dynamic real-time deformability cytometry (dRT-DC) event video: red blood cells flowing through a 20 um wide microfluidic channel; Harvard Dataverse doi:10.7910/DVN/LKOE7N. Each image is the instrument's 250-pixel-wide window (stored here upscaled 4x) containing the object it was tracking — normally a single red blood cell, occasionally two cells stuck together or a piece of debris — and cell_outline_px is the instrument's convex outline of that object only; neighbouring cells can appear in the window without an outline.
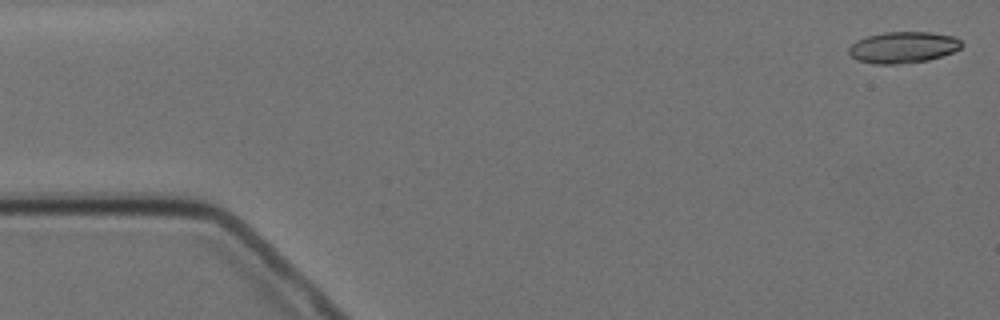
{"species": "Egyptian fruit bat (a non-hibernating species)", "species_latin": "Rousettus aegyptiacus", "temperature_condition": "cold", "stored_images_in_passage": 5, "camera_frame_rate_fps": 3000, "um_per_image_px": 0.085, "animal": {"sex": "female"}, "frame": {"image": 1, "passage_image": 1, "time_ms": 0.0, "image_size_px": [1000, 320], "cell_outline_px": [[964, 44], [960, 48], [952, 52], [928, 60], [896, 64], [872, 64], [856, 60], [848, 52], [848, 48], [856, 40], [868, 36], [884, 32], [932, 32], [956, 36]], "centroid_in_image_um": [76.76, 4.02], "position_along_channel_um": 8.2, "area_um2": 20.69}}
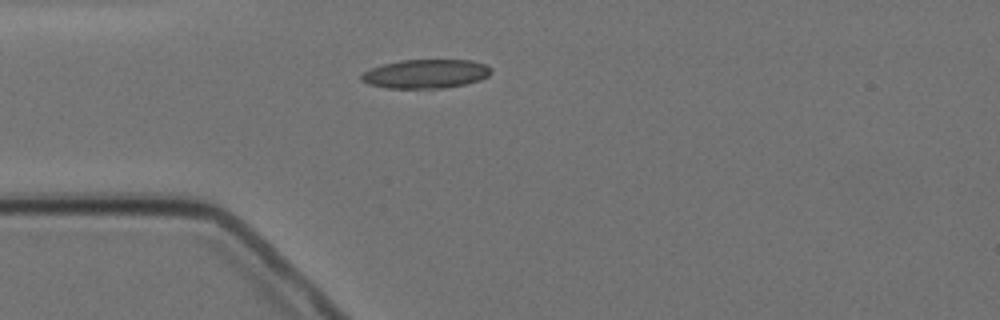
{"frame": {"image": 2, "passage_image": 4, "time_ms": 4.333, "image_size_px": [1000, 320], "cell_outline_px": [[492, 72], [488, 76], [480, 80], [464, 84], [444, 88], [388, 88], [368, 84], [360, 80], [360, 76], [364, 72], [372, 68], [384, 64], [400, 60], [472, 60], [484, 64], [492, 68]], "centroid_in_image_um": [36.2, 6.27], "position_along_channel_um": 48.8, "area_um2": 21.85}}